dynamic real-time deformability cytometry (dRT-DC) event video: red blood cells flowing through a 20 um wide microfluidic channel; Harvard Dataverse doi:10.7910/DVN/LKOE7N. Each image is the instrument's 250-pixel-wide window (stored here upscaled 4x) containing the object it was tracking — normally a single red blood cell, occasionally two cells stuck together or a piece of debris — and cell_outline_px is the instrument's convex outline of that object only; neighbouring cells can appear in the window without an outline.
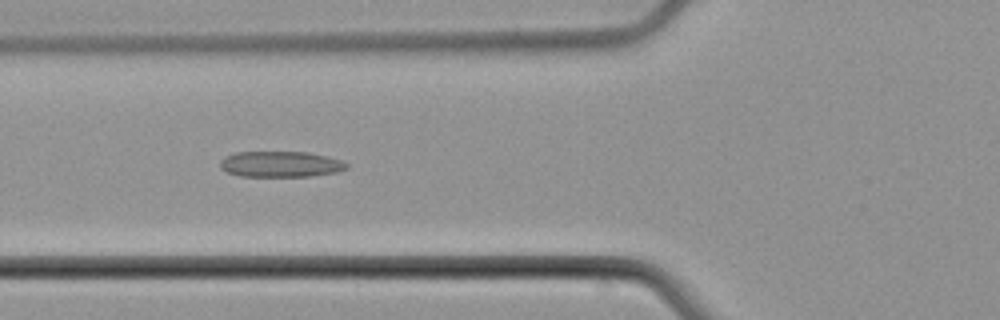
{"species": "common noctule bat (a hibernating species)", "species_latin": "Nyctalus noctula", "temperature_condition": "cold", "stored_images_in_passage": 6, "camera_frame_rate_fps": 3000, "um_per_image_px": 0.085, "animal": {"sex": "male", "body_mass_g": 21.5, "forearm_length_mm": 52.0}, "frame": {"image": 1, "passage_image": 5, "time_ms": 5.0, "image_size_px": [1000, 320], "cell_outline_px": [[348, 168], [340, 172], [308, 176], [240, 176], [228, 172], [220, 168], [220, 160], [224, 156], [236, 152], [308, 152], [340, 160], [348, 164]], "centroid_in_image_um": [23.84, 13.95], "position_along_channel_um": 102.0, "area_um2": 19.02}}
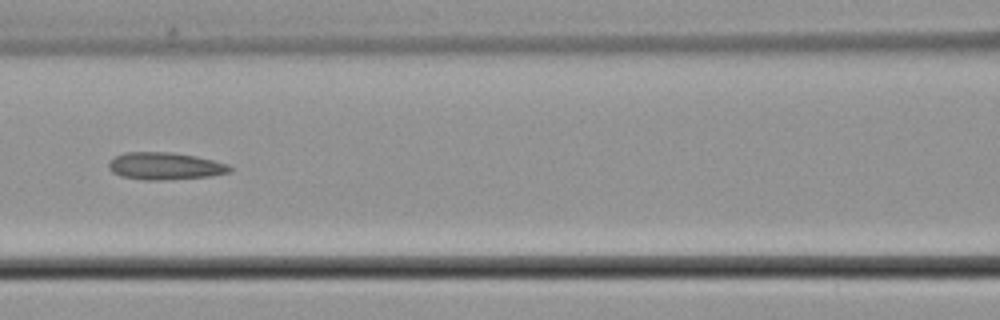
{"frame": {"image": 2, "passage_image": 6, "time_ms": 6.333, "image_size_px": [1000, 320], "cell_outline_px": [[232, 172], [208, 176], [160, 180], [144, 180], [120, 176], [112, 172], [108, 168], [108, 164], [116, 156], [124, 152], [172, 152], [196, 156], [228, 164], [232, 168]], "centroid_in_image_um": [14.02, 14.11], "position_along_channel_um": 152.6, "area_um2": 19.19}}